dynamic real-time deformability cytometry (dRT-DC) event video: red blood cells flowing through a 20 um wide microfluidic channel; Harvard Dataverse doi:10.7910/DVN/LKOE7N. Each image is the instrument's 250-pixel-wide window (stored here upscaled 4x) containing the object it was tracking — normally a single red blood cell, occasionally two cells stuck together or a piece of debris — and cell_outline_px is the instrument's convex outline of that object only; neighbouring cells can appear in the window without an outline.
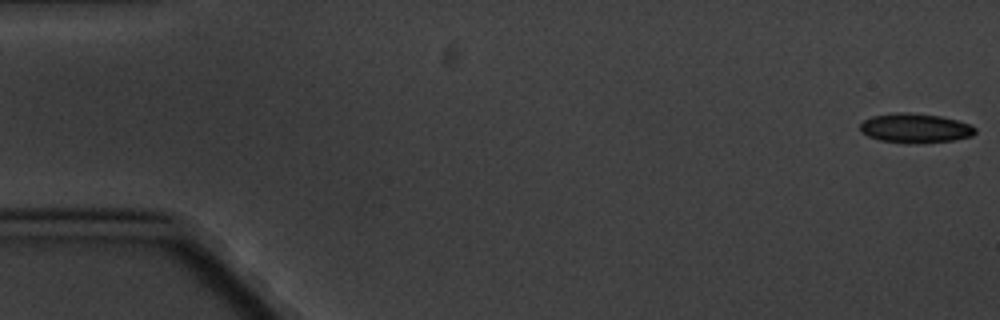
{"species": "common noctule bat (a hibernating species)", "species_latin": "Nyctalus noctula", "temperature_condition": "cold", "stored_images_in_passage": 6, "segment_of_instrument_passage": [1, 2], "camera_frame_rate_fps": 3000, "um_per_image_px": 0.085, "animal": {"sex": "male", "body_mass_g": 20.1, "forearm_length_mm": 53.5}, "frame": {"image": 1, "passage_image": 1, "time_ms": 0.0, "image_size_px": [1000, 320], "cell_outline_px": [[976, 132], [972, 136], [952, 140], [916, 144], [908, 144], [880, 140], [868, 136], [860, 132], [860, 124], [864, 120], [872, 116], [896, 112], [908, 112], [940, 116], [956, 120], [968, 124], [976, 128]], "centroid_in_image_um": [77.76, 10.9], "position_along_channel_um": 7.2, "area_um2": 19.83}}
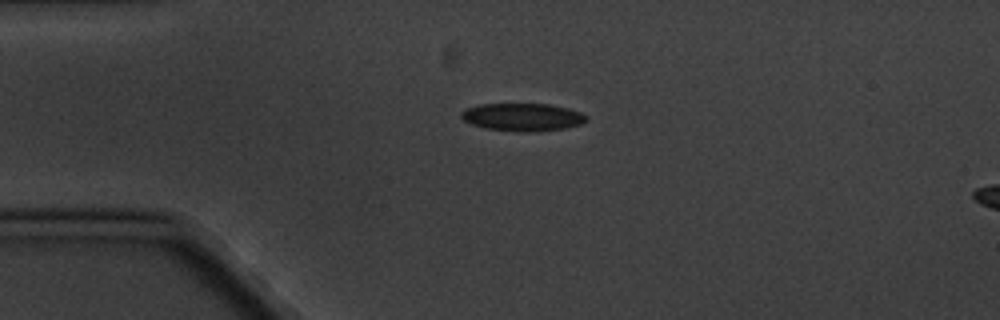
{"frame": {"image": 2, "passage_image": 5, "time_ms": 4.333, "image_size_px": [1000, 320], "cell_outline_px": [[588, 120], [580, 124], [568, 128], [536, 132], [516, 132], [484, 128], [472, 124], [464, 120], [460, 116], [460, 112], [464, 108], [480, 104], [548, 104], [568, 108], [580, 112], [588, 116]], "centroid_in_image_um": [44.42, 9.96], "position_along_channel_um": 40.6, "area_um2": 20.58}}